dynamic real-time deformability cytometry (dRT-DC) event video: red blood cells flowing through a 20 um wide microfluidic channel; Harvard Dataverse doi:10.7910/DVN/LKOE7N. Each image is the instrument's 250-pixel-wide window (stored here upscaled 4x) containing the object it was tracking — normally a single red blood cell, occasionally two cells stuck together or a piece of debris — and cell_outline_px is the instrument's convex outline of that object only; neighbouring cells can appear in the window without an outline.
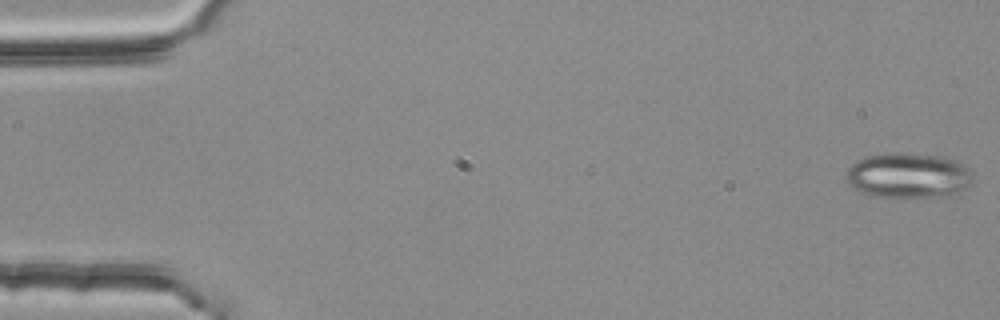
{"species": "common noctule bat (a hibernating species)", "species_latin": "Nyctalus noctula", "temperature_condition": "room temperature", "stored_images_in_passage": 54, "camera_frame_rate_fps": 3000, "um_per_image_px": 0.085, "animal": {"sex": "female", "body_mass_g": 25.1}, "frame": {"image": 1, "passage_image": 1, "time_ms": 0.0, "image_size_px": [1000, 320], "cell_outline_px": [[972, 176], [968, 184], [964, 188], [956, 192], [932, 196], [876, 196], [864, 192], [848, 184], [844, 176], [844, 172], [856, 160], [864, 156], [888, 152], [904, 152], [944, 156], [956, 160], [964, 164], [972, 172]], "centroid_in_image_um": [77.15, 14.85], "position_along_channel_um": 7.9, "area_um2": 33.18}}
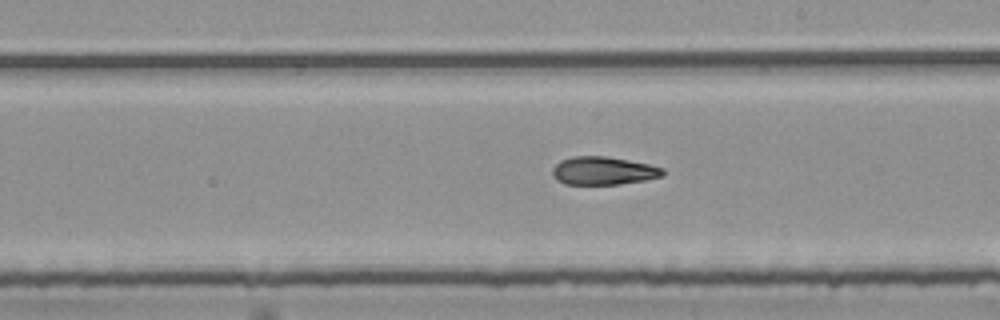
{"frame": {"image": 2, "passage_image": 31, "time_ms": 10.0, "image_size_px": [1000, 320], "cell_outline_px": [[664, 176], [644, 180], [620, 184], [564, 184], [556, 180], [552, 176], [552, 168], [560, 160], [572, 156], [604, 156], [628, 160], [648, 164], [664, 168]], "centroid_in_image_um": [51.26, 14.51], "position_along_channel_um": 237.7, "area_um2": 18.15}}
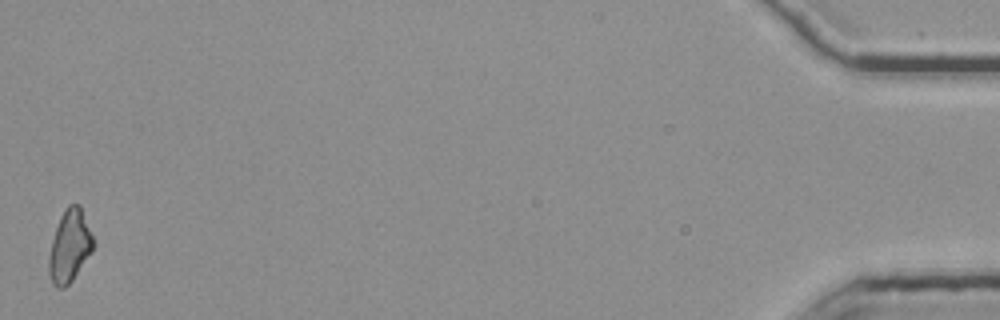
{"frame": {"image": 3, "passage_image": 54, "time_ms": 17.667, "image_size_px": [1000, 320], "cell_outline_px": [[96, 244], [92, 252], [72, 280], [64, 288], [60, 288], [52, 280], [48, 272], [48, 256], [52, 240], [60, 216], [68, 204], [80, 204], [96, 240]], "centroid_in_image_um": [5.96, 20.87], "position_along_channel_um": 429.2, "area_um2": 18.9}, "authors_computed_cell_mechanics": {"area_um2": 18.785, "velocity_mm_per_s": 3.7834, "shape_relaxation_time_tau1_ms": null, "shape_relaxation_time_tau2_ms": 8.3646, "deformation_change_tau1": null, "deformation_change_tau2": 0.1871}}